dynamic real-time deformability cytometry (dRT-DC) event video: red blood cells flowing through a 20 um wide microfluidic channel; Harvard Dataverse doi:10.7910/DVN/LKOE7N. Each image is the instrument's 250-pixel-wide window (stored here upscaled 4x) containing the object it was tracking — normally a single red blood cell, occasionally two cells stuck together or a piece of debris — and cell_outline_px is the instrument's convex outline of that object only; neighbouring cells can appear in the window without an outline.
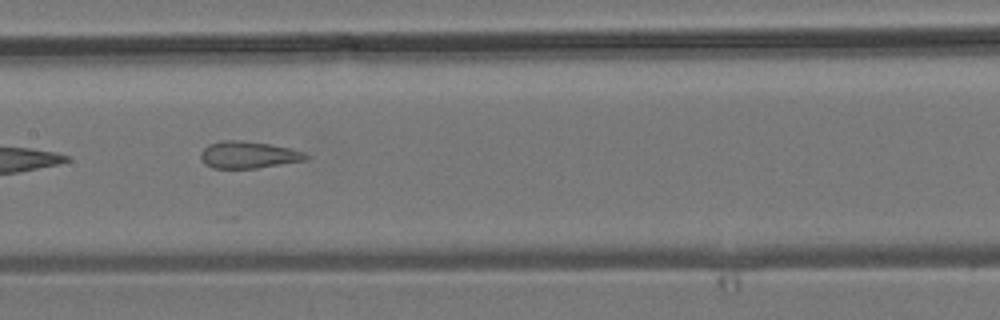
{"species": "common noctule bat (a hibernating species)", "species_latin": "Nyctalus noctula", "temperature_condition": "room temperature", "stored_images_in_passage": 9, "camera_frame_rate_fps": 3000, "um_per_image_px": 0.085, "animal": {"sex": "male", "body_mass_g": 19.2, "forearm_length_mm": 51.8}, "frame": {"image": 1, "passage_image": 8, "time_ms": 9.0, "image_size_px": [1000, 320], "cell_outline_px": [[308, 156], [304, 160], [256, 168], [212, 168], [204, 164], [200, 160], [200, 152], [208, 144], [220, 140], [240, 140], [268, 144], [288, 148], [304, 152]], "centroid_in_image_um": [21.02, 13.16], "position_along_channel_um": 186.4, "area_um2": 16.42}}
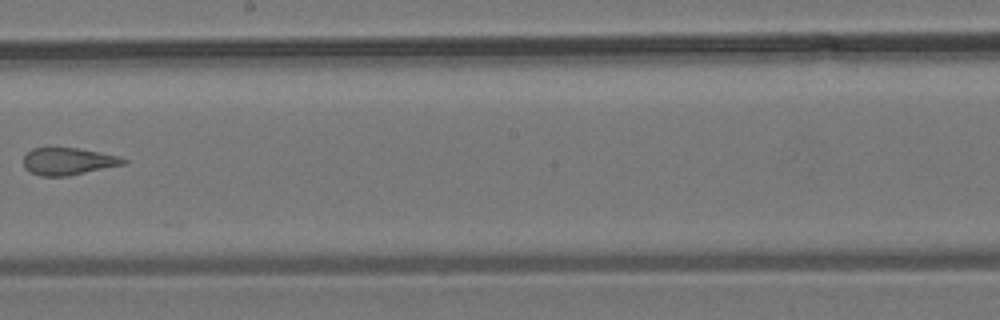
{"frame": {"image": 2, "passage_image": 9, "time_ms": 10.333, "image_size_px": [1000, 320], "cell_outline_px": [[128, 160], [124, 164], [68, 176], [40, 176], [28, 172], [24, 168], [24, 156], [32, 148], [48, 144], [76, 148], [100, 152], [120, 156]], "centroid_in_image_um": [5.72, 13.67], "position_along_channel_um": 242.5, "area_um2": 16.47}}